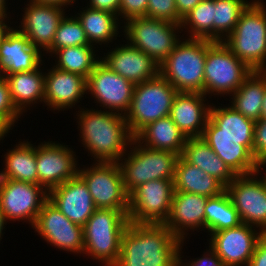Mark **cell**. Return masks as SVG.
<instances>
[{
  "label": "cell",
  "mask_w": 266,
  "mask_h": 266,
  "mask_svg": "<svg viewBox=\"0 0 266 266\" xmlns=\"http://www.w3.org/2000/svg\"><path fill=\"white\" fill-rule=\"evenodd\" d=\"M73 115L79 142L93 162H118L135 138L120 114L81 105Z\"/></svg>",
  "instance_id": "6da1fadb"
},
{
  "label": "cell",
  "mask_w": 266,
  "mask_h": 266,
  "mask_svg": "<svg viewBox=\"0 0 266 266\" xmlns=\"http://www.w3.org/2000/svg\"><path fill=\"white\" fill-rule=\"evenodd\" d=\"M180 244L181 240L164 224L129 222L113 266H178Z\"/></svg>",
  "instance_id": "7a4b0ae2"
},
{
  "label": "cell",
  "mask_w": 266,
  "mask_h": 266,
  "mask_svg": "<svg viewBox=\"0 0 266 266\" xmlns=\"http://www.w3.org/2000/svg\"><path fill=\"white\" fill-rule=\"evenodd\" d=\"M128 224V210L97 208L83 226V257L102 266H113L119 258L121 237Z\"/></svg>",
  "instance_id": "3957f363"
},
{
  "label": "cell",
  "mask_w": 266,
  "mask_h": 266,
  "mask_svg": "<svg viewBox=\"0 0 266 266\" xmlns=\"http://www.w3.org/2000/svg\"><path fill=\"white\" fill-rule=\"evenodd\" d=\"M223 42L251 70L266 71V2L253 0Z\"/></svg>",
  "instance_id": "277c9868"
},
{
  "label": "cell",
  "mask_w": 266,
  "mask_h": 266,
  "mask_svg": "<svg viewBox=\"0 0 266 266\" xmlns=\"http://www.w3.org/2000/svg\"><path fill=\"white\" fill-rule=\"evenodd\" d=\"M213 42L183 37L159 65V73L178 92L204 94V66L207 49Z\"/></svg>",
  "instance_id": "5b68a950"
},
{
  "label": "cell",
  "mask_w": 266,
  "mask_h": 266,
  "mask_svg": "<svg viewBox=\"0 0 266 266\" xmlns=\"http://www.w3.org/2000/svg\"><path fill=\"white\" fill-rule=\"evenodd\" d=\"M179 155L145 147L135 138L128 151L117 162L126 192L152 180H173Z\"/></svg>",
  "instance_id": "8992f818"
},
{
  "label": "cell",
  "mask_w": 266,
  "mask_h": 266,
  "mask_svg": "<svg viewBox=\"0 0 266 266\" xmlns=\"http://www.w3.org/2000/svg\"><path fill=\"white\" fill-rule=\"evenodd\" d=\"M178 91L160 73L136 84L125 120L135 137L148 124L170 115Z\"/></svg>",
  "instance_id": "52a82bcc"
},
{
  "label": "cell",
  "mask_w": 266,
  "mask_h": 266,
  "mask_svg": "<svg viewBox=\"0 0 266 266\" xmlns=\"http://www.w3.org/2000/svg\"><path fill=\"white\" fill-rule=\"evenodd\" d=\"M223 41H214L207 49L204 66V95L230 97L252 73Z\"/></svg>",
  "instance_id": "ba28073f"
},
{
  "label": "cell",
  "mask_w": 266,
  "mask_h": 266,
  "mask_svg": "<svg viewBox=\"0 0 266 266\" xmlns=\"http://www.w3.org/2000/svg\"><path fill=\"white\" fill-rule=\"evenodd\" d=\"M122 26L124 39L159 65L183 38L180 24L146 16L128 19Z\"/></svg>",
  "instance_id": "9c48e42d"
},
{
  "label": "cell",
  "mask_w": 266,
  "mask_h": 266,
  "mask_svg": "<svg viewBox=\"0 0 266 266\" xmlns=\"http://www.w3.org/2000/svg\"><path fill=\"white\" fill-rule=\"evenodd\" d=\"M89 165L81 164L78 175L86 183L95 207L128 210L129 194L125 190L119 164L117 162H92Z\"/></svg>",
  "instance_id": "30bf717a"
},
{
  "label": "cell",
  "mask_w": 266,
  "mask_h": 266,
  "mask_svg": "<svg viewBox=\"0 0 266 266\" xmlns=\"http://www.w3.org/2000/svg\"><path fill=\"white\" fill-rule=\"evenodd\" d=\"M173 193V180L158 179L137 186L129 193V222L164 224L170 214Z\"/></svg>",
  "instance_id": "8fae6325"
},
{
  "label": "cell",
  "mask_w": 266,
  "mask_h": 266,
  "mask_svg": "<svg viewBox=\"0 0 266 266\" xmlns=\"http://www.w3.org/2000/svg\"><path fill=\"white\" fill-rule=\"evenodd\" d=\"M48 199L49 192L39 184L0 180V209L8 224L24 221L32 228Z\"/></svg>",
  "instance_id": "7c38bea8"
},
{
  "label": "cell",
  "mask_w": 266,
  "mask_h": 266,
  "mask_svg": "<svg viewBox=\"0 0 266 266\" xmlns=\"http://www.w3.org/2000/svg\"><path fill=\"white\" fill-rule=\"evenodd\" d=\"M134 86L100 60L87 78V95L94 100L92 103H96L97 109L125 116L131 105Z\"/></svg>",
  "instance_id": "4fadbf2b"
},
{
  "label": "cell",
  "mask_w": 266,
  "mask_h": 266,
  "mask_svg": "<svg viewBox=\"0 0 266 266\" xmlns=\"http://www.w3.org/2000/svg\"><path fill=\"white\" fill-rule=\"evenodd\" d=\"M32 229L56 250L83 257V226L71 222L49 199L38 213Z\"/></svg>",
  "instance_id": "5bb4252c"
},
{
  "label": "cell",
  "mask_w": 266,
  "mask_h": 266,
  "mask_svg": "<svg viewBox=\"0 0 266 266\" xmlns=\"http://www.w3.org/2000/svg\"><path fill=\"white\" fill-rule=\"evenodd\" d=\"M226 191L241 222L266 234V181L263 175L255 172L236 176Z\"/></svg>",
  "instance_id": "9a60e30c"
},
{
  "label": "cell",
  "mask_w": 266,
  "mask_h": 266,
  "mask_svg": "<svg viewBox=\"0 0 266 266\" xmlns=\"http://www.w3.org/2000/svg\"><path fill=\"white\" fill-rule=\"evenodd\" d=\"M59 141H40L36 145L38 184L48 192L78 175L81 163L74 149Z\"/></svg>",
  "instance_id": "2e32d148"
},
{
  "label": "cell",
  "mask_w": 266,
  "mask_h": 266,
  "mask_svg": "<svg viewBox=\"0 0 266 266\" xmlns=\"http://www.w3.org/2000/svg\"><path fill=\"white\" fill-rule=\"evenodd\" d=\"M263 234L254 226L240 223L236 227L213 232L207 238V245L222 260L224 266H248Z\"/></svg>",
  "instance_id": "e0dca14e"
},
{
  "label": "cell",
  "mask_w": 266,
  "mask_h": 266,
  "mask_svg": "<svg viewBox=\"0 0 266 266\" xmlns=\"http://www.w3.org/2000/svg\"><path fill=\"white\" fill-rule=\"evenodd\" d=\"M20 12V21L14 22L15 27L22 32L30 43L43 54L52 46V42L59 23L69 10L55 5L24 3Z\"/></svg>",
  "instance_id": "ac0fdd59"
},
{
  "label": "cell",
  "mask_w": 266,
  "mask_h": 266,
  "mask_svg": "<svg viewBox=\"0 0 266 266\" xmlns=\"http://www.w3.org/2000/svg\"><path fill=\"white\" fill-rule=\"evenodd\" d=\"M45 69L44 107L54 113L80 109L87 98V78L54 67ZM85 95V96H84ZM81 101V102H80ZM79 104V105H77ZM56 111V112H55ZM58 111V112H57Z\"/></svg>",
  "instance_id": "d6986e66"
},
{
  "label": "cell",
  "mask_w": 266,
  "mask_h": 266,
  "mask_svg": "<svg viewBox=\"0 0 266 266\" xmlns=\"http://www.w3.org/2000/svg\"><path fill=\"white\" fill-rule=\"evenodd\" d=\"M123 42L126 44L117 41L119 44L115 43L116 47L111 45L112 49H105L101 61L134 85L155 78L159 74V64L124 39Z\"/></svg>",
  "instance_id": "ffe728a7"
},
{
  "label": "cell",
  "mask_w": 266,
  "mask_h": 266,
  "mask_svg": "<svg viewBox=\"0 0 266 266\" xmlns=\"http://www.w3.org/2000/svg\"><path fill=\"white\" fill-rule=\"evenodd\" d=\"M207 199L203 195L174 191L170 214L164 225L181 241L189 239L191 234L205 232Z\"/></svg>",
  "instance_id": "44dd1931"
},
{
  "label": "cell",
  "mask_w": 266,
  "mask_h": 266,
  "mask_svg": "<svg viewBox=\"0 0 266 266\" xmlns=\"http://www.w3.org/2000/svg\"><path fill=\"white\" fill-rule=\"evenodd\" d=\"M44 54L15 26L0 43V74L33 71L45 62Z\"/></svg>",
  "instance_id": "7402d4cb"
},
{
  "label": "cell",
  "mask_w": 266,
  "mask_h": 266,
  "mask_svg": "<svg viewBox=\"0 0 266 266\" xmlns=\"http://www.w3.org/2000/svg\"><path fill=\"white\" fill-rule=\"evenodd\" d=\"M49 200L71 222L84 226L97 209L84 180L75 176L49 191Z\"/></svg>",
  "instance_id": "603a6c76"
},
{
  "label": "cell",
  "mask_w": 266,
  "mask_h": 266,
  "mask_svg": "<svg viewBox=\"0 0 266 266\" xmlns=\"http://www.w3.org/2000/svg\"><path fill=\"white\" fill-rule=\"evenodd\" d=\"M203 93L178 92L170 117L186 138L202 137L212 102Z\"/></svg>",
  "instance_id": "cb8c5ba5"
},
{
  "label": "cell",
  "mask_w": 266,
  "mask_h": 266,
  "mask_svg": "<svg viewBox=\"0 0 266 266\" xmlns=\"http://www.w3.org/2000/svg\"><path fill=\"white\" fill-rule=\"evenodd\" d=\"M202 138L236 176L258 172L259 165L253 158V139H237L230 136Z\"/></svg>",
  "instance_id": "d4e9b609"
},
{
  "label": "cell",
  "mask_w": 266,
  "mask_h": 266,
  "mask_svg": "<svg viewBox=\"0 0 266 266\" xmlns=\"http://www.w3.org/2000/svg\"><path fill=\"white\" fill-rule=\"evenodd\" d=\"M45 65L43 62L33 71L3 74L9 85L12 102L23 116L41 103L44 108Z\"/></svg>",
  "instance_id": "484cf974"
},
{
  "label": "cell",
  "mask_w": 266,
  "mask_h": 266,
  "mask_svg": "<svg viewBox=\"0 0 266 266\" xmlns=\"http://www.w3.org/2000/svg\"><path fill=\"white\" fill-rule=\"evenodd\" d=\"M73 11L82 24L89 44L99 49L101 48L100 50L103 51V47L110 48L113 43H116L113 41H120L117 37H120V33L123 32V26H121L123 23L117 15L104 10L92 9L87 6L83 8L79 7L78 12L77 10Z\"/></svg>",
  "instance_id": "4316f807"
},
{
  "label": "cell",
  "mask_w": 266,
  "mask_h": 266,
  "mask_svg": "<svg viewBox=\"0 0 266 266\" xmlns=\"http://www.w3.org/2000/svg\"><path fill=\"white\" fill-rule=\"evenodd\" d=\"M212 102L202 136H230L253 139L255 121L245 117L232 105ZM221 104V105H220ZM219 105V106H218Z\"/></svg>",
  "instance_id": "83f0119b"
},
{
  "label": "cell",
  "mask_w": 266,
  "mask_h": 266,
  "mask_svg": "<svg viewBox=\"0 0 266 266\" xmlns=\"http://www.w3.org/2000/svg\"><path fill=\"white\" fill-rule=\"evenodd\" d=\"M21 140L8 148L3 156V169H0V180H17L38 184L36 163V142ZM2 170V171H1Z\"/></svg>",
  "instance_id": "f1b7e54d"
},
{
  "label": "cell",
  "mask_w": 266,
  "mask_h": 266,
  "mask_svg": "<svg viewBox=\"0 0 266 266\" xmlns=\"http://www.w3.org/2000/svg\"><path fill=\"white\" fill-rule=\"evenodd\" d=\"M181 156L188 163L215 177L225 187L236 177L202 137L187 138Z\"/></svg>",
  "instance_id": "f546056e"
},
{
  "label": "cell",
  "mask_w": 266,
  "mask_h": 266,
  "mask_svg": "<svg viewBox=\"0 0 266 266\" xmlns=\"http://www.w3.org/2000/svg\"><path fill=\"white\" fill-rule=\"evenodd\" d=\"M135 139L145 147L169 151L179 156L182 155L187 140L170 116L148 124Z\"/></svg>",
  "instance_id": "4dcf8cb0"
},
{
  "label": "cell",
  "mask_w": 266,
  "mask_h": 266,
  "mask_svg": "<svg viewBox=\"0 0 266 266\" xmlns=\"http://www.w3.org/2000/svg\"><path fill=\"white\" fill-rule=\"evenodd\" d=\"M174 191H182L214 197L226 190V187L215 177L188 163L179 157L173 179Z\"/></svg>",
  "instance_id": "1f68e13d"
},
{
  "label": "cell",
  "mask_w": 266,
  "mask_h": 266,
  "mask_svg": "<svg viewBox=\"0 0 266 266\" xmlns=\"http://www.w3.org/2000/svg\"><path fill=\"white\" fill-rule=\"evenodd\" d=\"M266 92V71H252L242 85L229 97V104L245 117L261 118L262 102Z\"/></svg>",
  "instance_id": "d6a6232c"
},
{
  "label": "cell",
  "mask_w": 266,
  "mask_h": 266,
  "mask_svg": "<svg viewBox=\"0 0 266 266\" xmlns=\"http://www.w3.org/2000/svg\"><path fill=\"white\" fill-rule=\"evenodd\" d=\"M99 50L93 45L60 48L48 57L47 62L52 58L51 63L55 60L52 64L54 67L88 78L101 60V55L98 53L102 51Z\"/></svg>",
  "instance_id": "836d02e7"
},
{
  "label": "cell",
  "mask_w": 266,
  "mask_h": 266,
  "mask_svg": "<svg viewBox=\"0 0 266 266\" xmlns=\"http://www.w3.org/2000/svg\"><path fill=\"white\" fill-rule=\"evenodd\" d=\"M241 222L231 198L225 190L221 194L209 197L205 206V232L210 235L223 229L238 226Z\"/></svg>",
  "instance_id": "e575fe53"
},
{
  "label": "cell",
  "mask_w": 266,
  "mask_h": 266,
  "mask_svg": "<svg viewBox=\"0 0 266 266\" xmlns=\"http://www.w3.org/2000/svg\"><path fill=\"white\" fill-rule=\"evenodd\" d=\"M213 18L214 0H202L183 17L181 22L183 37L213 41Z\"/></svg>",
  "instance_id": "d590c367"
},
{
  "label": "cell",
  "mask_w": 266,
  "mask_h": 266,
  "mask_svg": "<svg viewBox=\"0 0 266 266\" xmlns=\"http://www.w3.org/2000/svg\"><path fill=\"white\" fill-rule=\"evenodd\" d=\"M253 0H214L213 41H223L234 30L241 13Z\"/></svg>",
  "instance_id": "8d00e7d4"
},
{
  "label": "cell",
  "mask_w": 266,
  "mask_h": 266,
  "mask_svg": "<svg viewBox=\"0 0 266 266\" xmlns=\"http://www.w3.org/2000/svg\"><path fill=\"white\" fill-rule=\"evenodd\" d=\"M89 44L82 24L74 14H65L56 30L52 46L44 53L45 58L51 56L57 49ZM47 54V56H46Z\"/></svg>",
  "instance_id": "74e56055"
},
{
  "label": "cell",
  "mask_w": 266,
  "mask_h": 266,
  "mask_svg": "<svg viewBox=\"0 0 266 266\" xmlns=\"http://www.w3.org/2000/svg\"><path fill=\"white\" fill-rule=\"evenodd\" d=\"M23 115L14 106L10 89L6 78L0 74V119H2L11 129L18 125V121ZM20 118V119H19Z\"/></svg>",
  "instance_id": "f35d334b"
},
{
  "label": "cell",
  "mask_w": 266,
  "mask_h": 266,
  "mask_svg": "<svg viewBox=\"0 0 266 266\" xmlns=\"http://www.w3.org/2000/svg\"><path fill=\"white\" fill-rule=\"evenodd\" d=\"M146 17L180 25L183 19L178 14L176 0H148Z\"/></svg>",
  "instance_id": "ab89813d"
},
{
  "label": "cell",
  "mask_w": 266,
  "mask_h": 266,
  "mask_svg": "<svg viewBox=\"0 0 266 266\" xmlns=\"http://www.w3.org/2000/svg\"><path fill=\"white\" fill-rule=\"evenodd\" d=\"M253 158L259 165V170L266 168V118L255 121L253 135Z\"/></svg>",
  "instance_id": "60d3db41"
},
{
  "label": "cell",
  "mask_w": 266,
  "mask_h": 266,
  "mask_svg": "<svg viewBox=\"0 0 266 266\" xmlns=\"http://www.w3.org/2000/svg\"><path fill=\"white\" fill-rule=\"evenodd\" d=\"M189 242V240H182L179 248V255H178V266H224L222 260L217 256V254L209 247L204 250V254L200 257L186 259L188 257H185L183 255L184 251L183 248L186 246V242ZM185 244V245H184ZM183 258V259H182Z\"/></svg>",
  "instance_id": "b9f144b4"
},
{
  "label": "cell",
  "mask_w": 266,
  "mask_h": 266,
  "mask_svg": "<svg viewBox=\"0 0 266 266\" xmlns=\"http://www.w3.org/2000/svg\"><path fill=\"white\" fill-rule=\"evenodd\" d=\"M148 0H121L119 6V20L124 23L134 17L146 16Z\"/></svg>",
  "instance_id": "7bdbcfd3"
},
{
  "label": "cell",
  "mask_w": 266,
  "mask_h": 266,
  "mask_svg": "<svg viewBox=\"0 0 266 266\" xmlns=\"http://www.w3.org/2000/svg\"><path fill=\"white\" fill-rule=\"evenodd\" d=\"M86 0V6L92 9L111 12L119 18V6L121 0Z\"/></svg>",
  "instance_id": "ee69618b"
},
{
  "label": "cell",
  "mask_w": 266,
  "mask_h": 266,
  "mask_svg": "<svg viewBox=\"0 0 266 266\" xmlns=\"http://www.w3.org/2000/svg\"><path fill=\"white\" fill-rule=\"evenodd\" d=\"M248 266H266V234L259 239Z\"/></svg>",
  "instance_id": "f6af8a7d"
},
{
  "label": "cell",
  "mask_w": 266,
  "mask_h": 266,
  "mask_svg": "<svg viewBox=\"0 0 266 266\" xmlns=\"http://www.w3.org/2000/svg\"><path fill=\"white\" fill-rule=\"evenodd\" d=\"M202 0H176V8L178 14L183 18L188 12H190L196 5Z\"/></svg>",
  "instance_id": "bcb514c9"
},
{
  "label": "cell",
  "mask_w": 266,
  "mask_h": 266,
  "mask_svg": "<svg viewBox=\"0 0 266 266\" xmlns=\"http://www.w3.org/2000/svg\"><path fill=\"white\" fill-rule=\"evenodd\" d=\"M26 1L37 3V4H47V5L60 6V7H63L65 9H68L69 7H73L74 3L75 2L77 3V0H26Z\"/></svg>",
  "instance_id": "7dc6e473"
},
{
  "label": "cell",
  "mask_w": 266,
  "mask_h": 266,
  "mask_svg": "<svg viewBox=\"0 0 266 266\" xmlns=\"http://www.w3.org/2000/svg\"><path fill=\"white\" fill-rule=\"evenodd\" d=\"M12 17L13 16L11 15H5L3 13H0V43H1V40L5 37L6 33L12 27L11 25H15L13 24L14 22L11 21V19L12 20L14 19Z\"/></svg>",
  "instance_id": "c3c4849f"
},
{
  "label": "cell",
  "mask_w": 266,
  "mask_h": 266,
  "mask_svg": "<svg viewBox=\"0 0 266 266\" xmlns=\"http://www.w3.org/2000/svg\"><path fill=\"white\" fill-rule=\"evenodd\" d=\"M12 129L2 120L0 119V144L2 143L3 144V140L6 138V137H9L7 135H9L8 133L12 134ZM2 141V142H1Z\"/></svg>",
  "instance_id": "681fc988"
},
{
  "label": "cell",
  "mask_w": 266,
  "mask_h": 266,
  "mask_svg": "<svg viewBox=\"0 0 266 266\" xmlns=\"http://www.w3.org/2000/svg\"><path fill=\"white\" fill-rule=\"evenodd\" d=\"M7 223L8 222L6 221L4 214L2 210L0 209V242L3 239L4 233H5L4 230L6 229V226L8 225Z\"/></svg>",
  "instance_id": "f907efd6"
},
{
  "label": "cell",
  "mask_w": 266,
  "mask_h": 266,
  "mask_svg": "<svg viewBox=\"0 0 266 266\" xmlns=\"http://www.w3.org/2000/svg\"><path fill=\"white\" fill-rule=\"evenodd\" d=\"M9 0H0V13H3L5 15H10V8H8L9 4H8ZM9 10V11H8Z\"/></svg>",
  "instance_id": "816d5d0a"
},
{
  "label": "cell",
  "mask_w": 266,
  "mask_h": 266,
  "mask_svg": "<svg viewBox=\"0 0 266 266\" xmlns=\"http://www.w3.org/2000/svg\"><path fill=\"white\" fill-rule=\"evenodd\" d=\"M261 118H266V92L262 102Z\"/></svg>",
  "instance_id": "f5cc1de1"
},
{
  "label": "cell",
  "mask_w": 266,
  "mask_h": 266,
  "mask_svg": "<svg viewBox=\"0 0 266 266\" xmlns=\"http://www.w3.org/2000/svg\"><path fill=\"white\" fill-rule=\"evenodd\" d=\"M258 172H259V174H263L264 176H263V178L265 179V181H266V170H265V172L264 171H262V170H258Z\"/></svg>",
  "instance_id": "db71d44e"
}]
</instances>
